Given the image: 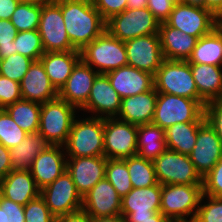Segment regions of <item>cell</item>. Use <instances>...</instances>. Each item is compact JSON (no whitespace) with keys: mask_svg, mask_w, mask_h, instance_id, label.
<instances>
[{"mask_svg":"<svg viewBox=\"0 0 222 222\" xmlns=\"http://www.w3.org/2000/svg\"><path fill=\"white\" fill-rule=\"evenodd\" d=\"M60 8L71 45L81 51L106 30V21L92 0H60Z\"/></svg>","mask_w":222,"mask_h":222,"instance_id":"obj_1","label":"cell"},{"mask_svg":"<svg viewBox=\"0 0 222 222\" xmlns=\"http://www.w3.org/2000/svg\"><path fill=\"white\" fill-rule=\"evenodd\" d=\"M83 117V118H82ZM75 117L66 143L67 157H91L104 155V118L84 115Z\"/></svg>","mask_w":222,"mask_h":222,"instance_id":"obj_2","label":"cell"},{"mask_svg":"<svg viewBox=\"0 0 222 222\" xmlns=\"http://www.w3.org/2000/svg\"><path fill=\"white\" fill-rule=\"evenodd\" d=\"M81 59L99 74L127 66L124 42L105 30L81 51Z\"/></svg>","mask_w":222,"mask_h":222,"instance_id":"obj_3","label":"cell"},{"mask_svg":"<svg viewBox=\"0 0 222 222\" xmlns=\"http://www.w3.org/2000/svg\"><path fill=\"white\" fill-rule=\"evenodd\" d=\"M204 107L200 100L158 93L152 124L165 130L179 122L205 121Z\"/></svg>","mask_w":222,"mask_h":222,"instance_id":"obj_4","label":"cell"},{"mask_svg":"<svg viewBox=\"0 0 222 222\" xmlns=\"http://www.w3.org/2000/svg\"><path fill=\"white\" fill-rule=\"evenodd\" d=\"M77 110V111H76ZM78 109L57 97L41 104L38 132L51 145H64Z\"/></svg>","mask_w":222,"mask_h":222,"instance_id":"obj_5","label":"cell"},{"mask_svg":"<svg viewBox=\"0 0 222 222\" xmlns=\"http://www.w3.org/2000/svg\"><path fill=\"white\" fill-rule=\"evenodd\" d=\"M154 88L158 93L200 100L188 61L164 59L154 75Z\"/></svg>","mask_w":222,"mask_h":222,"instance_id":"obj_6","label":"cell"},{"mask_svg":"<svg viewBox=\"0 0 222 222\" xmlns=\"http://www.w3.org/2000/svg\"><path fill=\"white\" fill-rule=\"evenodd\" d=\"M202 195L203 185H161L160 212L171 220L194 218Z\"/></svg>","mask_w":222,"mask_h":222,"instance_id":"obj_7","label":"cell"},{"mask_svg":"<svg viewBox=\"0 0 222 222\" xmlns=\"http://www.w3.org/2000/svg\"><path fill=\"white\" fill-rule=\"evenodd\" d=\"M160 22L147 8H127L122 13L106 21V30L117 39L125 42L139 36L158 33Z\"/></svg>","mask_w":222,"mask_h":222,"instance_id":"obj_8","label":"cell"},{"mask_svg":"<svg viewBox=\"0 0 222 222\" xmlns=\"http://www.w3.org/2000/svg\"><path fill=\"white\" fill-rule=\"evenodd\" d=\"M159 184L203 185V178L196 171L188 155L166 149L153 160Z\"/></svg>","mask_w":222,"mask_h":222,"instance_id":"obj_9","label":"cell"},{"mask_svg":"<svg viewBox=\"0 0 222 222\" xmlns=\"http://www.w3.org/2000/svg\"><path fill=\"white\" fill-rule=\"evenodd\" d=\"M104 156L126 159L137 155V125L117 117L104 118Z\"/></svg>","mask_w":222,"mask_h":222,"instance_id":"obj_10","label":"cell"},{"mask_svg":"<svg viewBox=\"0 0 222 222\" xmlns=\"http://www.w3.org/2000/svg\"><path fill=\"white\" fill-rule=\"evenodd\" d=\"M165 22L199 39L211 33L218 26L220 18L207 8L177 2Z\"/></svg>","mask_w":222,"mask_h":222,"instance_id":"obj_11","label":"cell"},{"mask_svg":"<svg viewBox=\"0 0 222 222\" xmlns=\"http://www.w3.org/2000/svg\"><path fill=\"white\" fill-rule=\"evenodd\" d=\"M38 31L45 52L76 50L66 32L60 0L42 5Z\"/></svg>","mask_w":222,"mask_h":222,"instance_id":"obj_12","label":"cell"},{"mask_svg":"<svg viewBox=\"0 0 222 222\" xmlns=\"http://www.w3.org/2000/svg\"><path fill=\"white\" fill-rule=\"evenodd\" d=\"M40 195L55 217L82 209L83 197L77 191L67 170L50 185L43 188Z\"/></svg>","mask_w":222,"mask_h":222,"instance_id":"obj_13","label":"cell"},{"mask_svg":"<svg viewBox=\"0 0 222 222\" xmlns=\"http://www.w3.org/2000/svg\"><path fill=\"white\" fill-rule=\"evenodd\" d=\"M124 45L128 66L155 75L164 60L158 33L127 40Z\"/></svg>","mask_w":222,"mask_h":222,"instance_id":"obj_14","label":"cell"},{"mask_svg":"<svg viewBox=\"0 0 222 222\" xmlns=\"http://www.w3.org/2000/svg\"><path fill=\"white\" fill-rule=\"evenodd\" d=\"M161 184L146 187L133 188L121 200V215L125 220L150 219L160 212Z\"/></svg>","mask_w":222,"mask_h":222,"instance_id":"obj_15","label":"cell"},{"mask_svg":"<svg viewBox=\"0 0 222 222\" xmlns=\"http://www.w3.org/2000/svg\"><path fill=\"white\" fill-rule=\"evenodd\" d=\"M189 157L202 178L222 158V143L206 120L198 129L196 143Z\"/></svg>","mask_w":222,"mask_h":222,"instance_id":"obj_16","label":"cell"},{"mask_svg":"<svg viewBox=\"0 0 222 222\" xmlns=\"http://www.w3.org/2000/svg\"><path fill=\"white\" fill-rule=\"evenodd\" d=\"M121 97L111 86L106 74H98L93 82L87 103L80 109L93 117H116L121 107Z\"/></svg>","mask_w":222,"mask_h":222,"instance_id":"obj_17","label":"cell"},{"mask_svg":"<svg viewBox=\"0 0 222 222\" xmlns=\"http://www.w3.org/2000/svg\"><path fill=\"white\" fill-rule=\"evenodd\" d=\"M121 200L112 184L104 178L83 196L82 209L92 218L113 217L121 214Z\"/></svg>","mask_w":222,"mask_h":222,"instance_id":"obj_18","label":"cell"},{"mask_svg":"<svg viewBox=\"0 0 222 222\" xmlns=\"http://www.w3.org/2000/svg\"><path fill=\"white\" fill-rule=\"evenodd\" d=\"M107 158L103 156L67 157V172L77 191L83 197L93 186L105 178Z\"/></svg>","mask_w":222,"mask_h":222,"instance_id":"obj_19","label":"cell"},{"mask_svg":"<svg viewBox=\"0 0 222 222\" xmlns=\"http://www.w3.org/2000/svg\"><path fill=\"white\" fill-rule=\"evenodd\" d=\"M98 74L80 59L66 83L58 91V97L80 110L87 103L93 82Z\"/></svg>","mask_w":222,"mask_h":222,"instance_id":"obj_20","label":"cell"},{"mask_svg":"<svg viewBox=\"0 0 222 222\" xmlns=\"http://www.w3.org/2000/svg\"><path fill=\"white\" fill-rule=\"evenodd\" d=\"M67 169V156L62 145H50L33 161L30 169L40 190L50 185Z\"/></svg>","mask_w":222,"mask_h":222,"instance_id":"obj_21","label":"cell"},{"mask_svg":"<svg viewBox=\"0 0 222 222\" xmlns=\"http://www.w3.org/2000/svg\"><path fill=\"white\" fill-rule=\"evenodd\" d=\"M106 75L121 99L148 92L154 88V75L128 65L112 70Z\"/></svg>","mask_w":222,"mask_h":222,"instance_id":"obj_22","label":"cell"},{"mask_svg":"<svg viewBox=\"0 0 222 222\" xmlns=\"http://www.w3.org/2000/svg\"><path fill=\"white\" fill-rule=\"evenodd\" d=\"M20 91L22 99L41 104L58 97V90L49 80L40 60L30 65L20 82Z\"/></svg>","mask_w":222,"mask_h":222,"instance_id":"obj_23","label":"cell"},{"mask_svg":"<svg viewBox=\"0 0 222 222\" xmlns=\"http://www.w3.org/2000/svg\"><path fill=\"white\" fill-rule=\"evenodd\" d=\"M157 95L158 92L153 88L148 92L123 98L116 117L135 125L152 123Z\"/></svg>","mask_w":222,"mask_h":222,"instance_id":"obj_24","label":"cell"},{"mask_svg":"<svg viewBox=\"0 0 222 222\" xmlns=\"http://www.w3.org/2000/svg\"><path fill=\"white\" fill-rule=\"evenodd\" d=\"M163 58L166 60L187 61L198 41L197 37L169 26L166 22L158 30Z\"/></svg>","mask_w":222,"mask_h":222,"instance_id":"obj_25","label":"cell"},{"mask_svg":"<svg viewBox=\"0 0 222 222\" xmlns=\"http://www.w3.org/2000/svg\"><path fill=\"white\" fill-rule=\"evenodd\" d=\"M40 192L41 190L30 170L10 171L4 178L0 179V194L23 206L38 197Z\"/></svg>","mask_w":222,"mask_h":222,"instance_id":"obj_26","label":"cell"},{"mask_svg":"<svg viewBox=\"0 0 222 222\" xmlns=\"http://www.w3.org/2000/svg\"><path fill=\"white\" fill-rule=\"evenodd\" d=\"M80 59V51L73 50L45 52L39 60L42 62L49 80L59 91Z\"/></svg>","mask_w":222,"mask_h":222,"instance_id":"obj_27","label":"cell"},{"mask_svg":"<svg viewBox=\"0 0 222 222\" xmlns=\"http://www.w3.org/2000/svg\"><path fill=\"white\" fill-rule=\"evenodd\" d=\"M190 67L200 101L204 105L222 101V66L190 64Z\"/></svg>","mask_w":222,"mask_h":222,"instance_id":"obj_28","label":"cell"},{"mask_svg":"<svg viewBox=\"0 0 222 222\" xmlns=\"http://www.w3.org/2000/svg\"><path fill=\"white\" fill-rule=\"evenodd\" d=\"M51 144L39 132L30 133L17 146L11 147V171L30 170L34 159Z\"/></svg>","mask_w":222,"mask_h":222,"instance_id":"obj_29","label":"cell"},{"mask_svg":"<svg viewBox=\"0 0 222 222\" xmlns=\"http://www.w3.org/2000/svg\"><path fill=\"white\" fill-rule=\"evenodd\" d=\"M187 61L222 66V30L217 26L211 33L200 37Z\"/></svg>","mask_w":222,"mask_h":222,"instance_id":"obj_30","label":"cell"},{"mask_svg":"<svg viewBox=\"0 0 222 222\" xmlns=\"http://www.w3.org/2000/svg\"><path fill=\"white\" fill-rule=\"evenodd\" d=\"M203 122H179L166 128L165 139L167 149L189 156L195 146L198 129Z\"/></svg>","mask_w":222,"mask_h":222,"instance_id":"obj_31","label":"cell"},{"mask_svg":"<svg viewBox=\"0 0 222 222\" xmlns=\"http://www.w3.org/2000/svg\"><path fill=\"white\" fill-rule=\"evenodd\" d=\"M167 149L165 130L155 124L137 125V154L154 160Z\"/></svg>","mask_w":222,"mask_h":222,"instance_id":"obj_32","label":"cell"},{"mask_svg":"<svg viewBox=\"0 0 222 222\" xmlns=\"http://www.w3.org/2000/svg\"><path fill=\"white\" fill-rule=\"evenodd\" d=\"M41 103L21 99L5 108L14 122L26 133H36L40 124Z\"/></svg>","mask_w":222,"mask_h":222,"instance_id":"obj_33","label":"cell"},{"mask_svg":"<svg viewBox=\"0 0 222 222\" xmlns=\"http://www.w3.org/2000/svg\"><path fill=\"white\" fill-rule=\"evenodd\" d=\"M123 160L127 164L133 188H146L158 183L152 160L138 154Z\"/></svg>","mask_w":222,"mask_h":222,"instance_id":"obj_34","label":"cell"},{"mask_svg":"<svg viewBox=\"0 0 222 222\" xmlns=\"http://www.w3.org/2000/svg\"><path fill=\"white\" fill-rule=\"evenodd\" d=\"M105 178L112 184L121 198L133 189L127 164L122 159H107Z\"/></svg>","mask_w":222,"mask_h":222,"instance_id":"obj_35","label":"cell"},{"mask_svg":"<svg viewBox=\"0 0 222 222\" xmlns=\"http://www.w3.org/2000/svg\"><path fill=\"white\" fill-rule=\"evenodd\" d=\"M41 10V4L20 2L13 12L10 21L18 32L38 29Z\"/></svg>","mask_w":222,"mask_h":222,"instance_id":"obj_36","label":"cell"},{"mask_svg":"<svg viewBox=\"0 0 222 222\" xmlns=\"http://www.w3.org/2000/svg\"><path fill=\"white\" fill-rule=\"evenodd\" d=\"M16 53L37 61L45 53L38 29L18 32L15 38Z\"/></svg>","mask_w":222,"mask_h":222,"instance_id":"obj_37","label":"cell"},{"mask_svg":"<svg viewBox=\"0 0 222 222\" xmlns=\"http://www.w3.org/2000/svg\"><path fill=\"white\" fill-rule=\"evenodd\" d=\"M23 129H21L11 118L5 109H0V143L6 148L10 149L17 146L27 136Z\"/></svg>","mask_w":222,"mask_h":222,"instance_id":"obj_38","label":"cell"},{"mask_svg":"<svg viewBox=\"0 0 222 222\" xmlns=\"http://www.w3.org/2000/svg\"><path fill=\"white\" fill-rule=\"evenodd\" d=\"M33 61V59L19 53L12 54L2 59L0 75L20 83Z\"/></svg>","mask_w":222,"mask_h":222,"instance_id":"obj_39","label":"cell"},{"mask_svg":"<svg viewBox=\"0 0 222 222\" xmlns=\"http://www.w3.org/2000/svg\"><path fill=\"white\" fill-rule=\"evenodd\" d=\"M195 218L198 222H222V197L203 194Z\"/></svg>","mask_w":222,"mask_h":222,"instance_id":"obj_40","label":"cell"},{"mask_svg":"<svg viewBox=\"0 0 222 222\" xmlns=\"http://www.w3.org/2000/svg\"><path fill=\"white\" fill-rule=\"evenodd\" d=\"M25 222H55V216L41 195L24 206Z\"/></svg>","mask_w":222,"mask_h":222,"instance_id":"obj_41","label":"cell"},{"mask_svg":"<svg viewBox=\"0 0 222 222\" xmlns=\"http://www.w3.org/2000/svg\"><path fill=\"white\" fill-rule=\"evenodd\" d=\"M18 31L10 20L0 19V53L6 58L16 53L15 38Z\"/></svg>","mask_w":222,"mask_h":222,"instance_id":"obj_42","label":"cell"},{"mask_svg":"<svg viewBox=\"0 0 222 222\" xmlns=\"http://www.w3.org/2000/svg\"><path fill=\"white\" fill-rule=\"evenodd\" d=\"M21 99L20 83L0 75V109Z\"/></svg>","mask_w":222,"mask_h":222,"instance_id":"obj_43","label":"cell"},{"mask_svg":"<svg viewBox=\"0 0 222 222\" xmlns=\"http://www.w3.org/2000/svg\"><path fill=\"white\" fill-rule=\"evenodd\" d=\"M203 194L212 197H222V158L203 177Z\"/></svg>","mask_w":222,"mask_h":222,"instance_id":"obj_44","label":"cell"},{"mask_svg":"<svg viewBox=\"0 0 222 222\" xmlns=\"http://www.w3.org/2000/svg\"><path fill=\"white\" fill-rule=\"evenodd\" d=\"M92 2L102 18L107 21L112 16L126 10L128 0H92Z\"/></svg>","mask_w":222,"mask_h":222,"instance_id":"obj_45","label":"cell"},{"mask_svg":"<svg viewBox=\"0 0 222 222\" xmlns=\"http://www.w3.org/2000/svg\"><path fill=\"white\" fill-rule=\"evenodd\" d=\"M205 120L215 129L222 143V101L209 102L204 107Z\"/></svg>","mask_w":222,"mask_h":222,"instance_id":"obj_46","label":"cell"},{"mask_svg":"<svg viewBox=\"0 0 222 222\" xmlns=\"http://www.w3.org/2000/svg\"><path fill=\"white\" fill-rule=\"evenodd\" d=\"M0 207L4 209V222H25L24 206L0 194Z\"/></svg>","mask_w":222,"mask_h":222,"instance_id":"obj_47","label":"cell"},{"mask_svg":"<svg viewBox=\"0 0 222 222\" xmlns=\"http://www.w3.org/2000/svg\"><path fill=\"white\" fill-rule=\"evenodd\" d=\"M177 0H147V8L160 22H165L172 12Z\"/></svg>","mask_w":222,"mask_h":222,"instance_id":"obj_48","label":"cell"},{"mask_svg":"<svg viewBox=\"0 0 222 222\" xmlns=\"http://www.w3.org/2000/svg\"><path fill=\"white\" fill-rule=\"evenodd\" d=\"M55 222H92V217L83 209L55 217Z\"/></svg>","mask_w":222,"mask_h":222,"instance_id":"obj_49","label":"cell"},{"mask_svg":"<svg viewBox=\"0 0 222 222\" xmlns=\"http://www.w3.org/2000/svg\"><path fill=\"white\" fill-rule=\"evenodd\" d=\"M11 171L10 150L0 143V179Z\"/></svg>","mask_w":222,"mask_h":222,"instance_id":"obj_50","label":"cell"},{"mask_svg":"<svg viewBox=\"0 0 222 222\" xmlns=\"http://www.w3.org/2000/svg\"><path fill=\"white\" fill-rule=\"evenodd\" d=\"M20 0H0V19L10 20Z\"/></svg>","mask_w":222,"mask_h":222,"instance_id":"obj_51","label":"cell"},{"mask_svg":"<svg viewBox=\"0 0 222 222\" xmlns=\"http://www.w3.org/2000/svg\"><path fill=\"white\" fill-rule=\"evenodd\" d=\"M204 8L211 10L218 18L222 17V0H204Z\"/></svg>","mask_w":222,"mask_h":222,"instance_id":"obj_52","label":"cell"},{"mask_svg":"<svg viewBox=\"0 0 222 222\" xmlns=\"http://www.w3.org/2000/svg\"><path fill=\"white\" fill-rule=\"evenodd\" d=\"M172 220L165 217L161 212L156 213L150 219L145 220H126V222H171Z\"/></svg>","mask_w":222,"mask_h":222,"instance_id":"obj_53","label":"cell"},{"mask_svg":"<svg viewBox=\"0 0 222 222\" xmlns=\"http://www.w3.org/2000/svg\"><path fill=\"white\" fill-rule=\"evenodd\" d=\"M92 222H126L125 218L120 214L113 217H97L92 218Z\"/></svg>","mask_w":222,"mask_h":222,"instance_id":"obj_54","label":"cell"},{"mask_svg":"<svg viewBox=\"0 0 222 222\" xmlns=\"http://www.w3.org/2000/svg\"><path fill=\"white\" fill-rule=\"evenodd\" d=\"M147 7V0H128L127 8L141 9Z\"/></svg>","mask_w":222,"mask_h":222,"instance_id":"obj_55","label":"cell"},{"mask_svg":"<svg viewBox=\"0 0 222 222\" xmlns=\"http://www.w3.org/2000/svg\"><path fill=\"white\" fill-rule=\"evenodd\" d=\"M177 2L192 6L204 7V0H177Z\"/></svg>","mask_w":222,"mask_h":222,"instance_id":"obj_56","label":"cell"},{"mask_svg":"<svg viewBox=\"0 0 222 222\" xmlns=\"http://www.w3.org/2000/svg\"><path fill=\"white\" fill-rule=\"evenodd\" d=\"M52 1L54 0H20V2L41 4V5L52 2Z\"/></svg>","mask_w":222,"mask_h":222,"instance_id":"obj_57","label":"cell"},{"mask_svg":"<svg viewBox=\"0 0 222 222\" xmlns=\"http://www.w3.org/2000/svg\"><path fill=\"white\" fill-rule=\"evenodd\" d=\"M171 222H198V220L194 217L189 219H174Z\"/></svg>","mask_w":222,"mask_h":222,"instance_id":"obj_58","label":"cell"},{"mask_svg":"<svg viewBox=\"0 0 222 222\" xmlns=\"http://www.w3.org/2000/svg\"><path fill=\"white\" fill-rule=\"evenodd\" d=\"M0 222H4V209L0 207Z\"/></svg>","mask_w":222,"mask_h":222,"instance_id":"obj_59","label":"cell"},{"mask_svg":"<svg viewBox=\"0 0 222 222\" xmlns=\"http://www.w3.org/2000/svg\"><path fill=\"white\" fill-rule=\"evenodd\" d=\"M218 27L222 30V24L219 22Z\"/></svg>","mask_w":222,"mask_h":222,"instance_id":"obj_60","label":"cell"},{"mask_svg":"<svg viewBox=\"0 0 222 222\" xmlns=\"http://www.w3.org/2000/svg\"><path fill=\"white\" fill-rule=\"evenodd\" d=\"M1 62H2V57H1V53H0V64H1Z\"/></svg>","mask_w":222,"mask_h":222,"instance_id":"obj_61","label":"cell"}]
</instances>
